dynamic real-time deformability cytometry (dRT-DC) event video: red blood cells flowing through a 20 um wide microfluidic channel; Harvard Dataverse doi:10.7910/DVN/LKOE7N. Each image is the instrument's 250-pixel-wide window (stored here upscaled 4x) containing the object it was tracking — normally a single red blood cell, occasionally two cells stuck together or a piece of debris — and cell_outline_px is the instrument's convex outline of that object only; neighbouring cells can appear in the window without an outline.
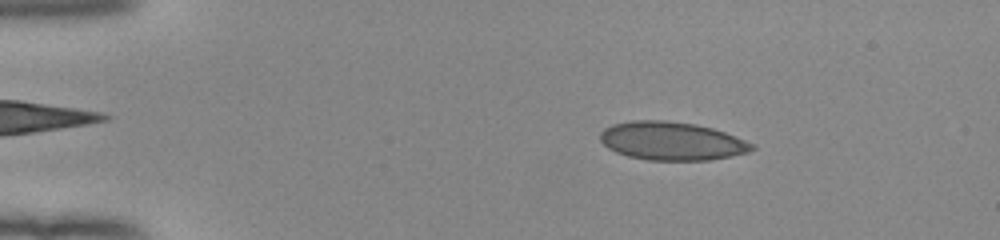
{"species": "human", "species_latin": "Homo sapiens", "temperature_condition": "room temperature", "stored_images_in_passage": 50, "camera_frame_rate_fps": 3000, "um_per_image_px": 0.085, "donor": {"sex": "female"}, "frame": {"image": 1, "passage_image": 8, "time_ms": 2.333, "image_size_px": [1000, 240], "cell_outline_px": [[756, 148], [748, 152], [732, 156], [708, 160], [648, 160], [628, 156], [616, 152], [608, 148], [600, 140], [600, 132], [604, 128], [612, 124], [632, 120], [664, 120], [696, 124], [712, 128], [724, 132], [756, 144]], "centroid_in_image_um": [57.1, 11.98], "position_along_channel_um": 27.9, "area_um2": 34.04}}
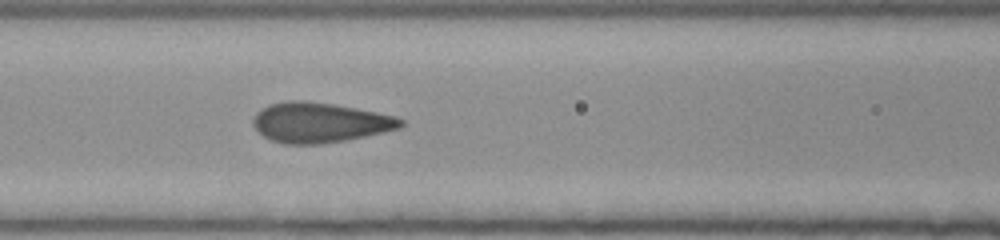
{"frame": {"image": 2, "passage_image": 22, "time_ms": 7.0, "image_size_px": [1000, 240], "cell_outline_px": [[404, 124], [400, 128], [384, 132], [344, 140], [320, 144], [284, 144], [272, 140], [264, 136], [252, 124], [252, 120], [256, 112], [268, 104], [288, 100], [304, 100], [332, 104], [356, 108], [396, 116], [404, 120]], "centroid_in_image_um": [27.16, 10.4], "position_along_channel_um": 139.4, "area_um2": 34.39}}
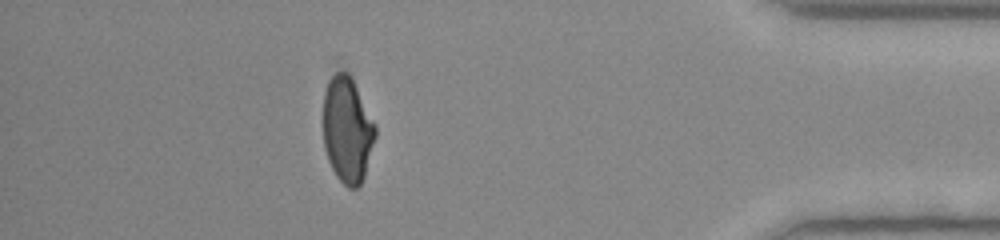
{"frame": {"image": 3, "passage_image": 45, "time_ms": 14.667, "image_size_px": [1000, 240], "cell_outline_px": [[376, 136], [364, 176], [360, 184], [356, 188], [348, 188], [336, 176], [328, 160], [324, 148], [324, 92], [328, 80], [336, 72], [348, 72], [376, 124]], "centroid_in_image_um": [29.52, 11.04], "position_along_channel_um": 405.7, "area_um2": 31.96}, "authors_computed_cell_mechanics": {"area_um2": 33.813, "velocity_mm_per_s": 4.0052, "shape_relaxation_time_tau1_ms": 6.8818, "shape_relaxation_time_tau2_ms": null, "deformation_change_tau1": 0.203, "deformation_change_tau2": null}}